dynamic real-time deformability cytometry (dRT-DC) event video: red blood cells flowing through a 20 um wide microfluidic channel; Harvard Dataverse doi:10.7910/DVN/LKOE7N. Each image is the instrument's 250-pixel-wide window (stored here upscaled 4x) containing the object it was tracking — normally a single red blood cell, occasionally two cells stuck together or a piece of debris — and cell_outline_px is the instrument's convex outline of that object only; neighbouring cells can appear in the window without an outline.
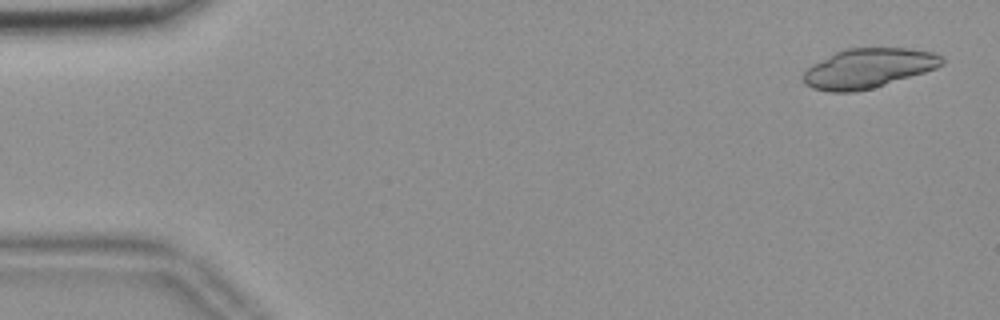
{"species": "common noctule bat (a hibernating species)", "species_latin": "Nyctalus noctula", "temperature_condition": "room temperature", "stored_images_in_passage": 20, "camera_frame_rate_fps": 3000, "um_per_image_px": 0.085, "animal": {"sex": "female", "body_mass_g": 18.4}, "frame": {"image": 1, "passage_image": 2, "time_ms": 0.333, "image_size_px": [1000, 320], "cell_outline_px": [[944, 64], [936, 68], [924, 72], [872, 88], [852, 92], [828, 92], [812, 88], [804, 84], [804, 72], [812, 64], [836, 52], [848, 48], [912, 48], [932, 52], [940, 56], [944, 60]], "centroid_in_image_um": [73.79, 5.8], "position_along_channel_um": 11.2, "area_um2": 31.73}}